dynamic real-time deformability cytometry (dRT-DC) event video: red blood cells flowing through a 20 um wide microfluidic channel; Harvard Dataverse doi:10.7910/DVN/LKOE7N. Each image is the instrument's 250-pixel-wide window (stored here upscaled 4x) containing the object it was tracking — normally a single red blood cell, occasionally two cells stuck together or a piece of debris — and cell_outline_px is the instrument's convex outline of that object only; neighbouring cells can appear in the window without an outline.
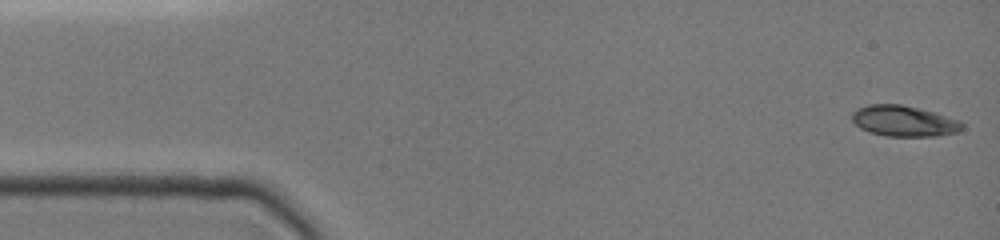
{"species": "common noctule bat (a hibernating species)", "species_latin": "Nyctalus noctula", "temperature_condition": "cold", "stored_images_in_passage": 25, "camera_frame_rate_fps": 3000, "um_per_image_px": 0.085, "animal": {"sex": "female", "body_mass_g": 19.0, "forearm_length_mm": 51.5}, "frame": {"image": 1, "passage_image": 1, "time_ms": 0.0, "image_size_px": [1000, 240], "cell_outline_px": [[964, 124], [956, 132], [936, 136], [888, 136], [868, 132], [860, 128], [852, 120], [852, 112], [868, 104], [900, 104], [932, 112], [956, 120]], "centroid_in_image_um": [76.76, 10.29], "position_along_channel_um": 8.2, "area_um2": 19.31}}
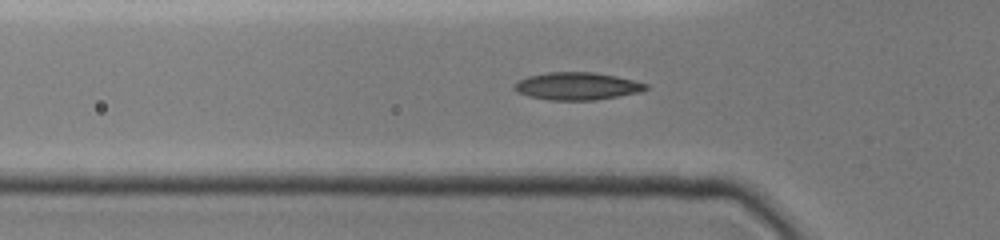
{"frame": {"image": 2, "passage_image": 15, "time_ms": 4.667, "image_size_px": [1000, 240], "cell_outline_px": [[648, 88], [640, 92], [596, 100], [548, 100], [528, 96], [516, 92], [516, 84], [520, 80], [528, 76], [548, 72], [592, 72], [616, 76], [648, 84]], "centroid_in_image_um": [49.06, 7.32], "position_along_channel_um": 76.7, "area_um2": 20.92}}
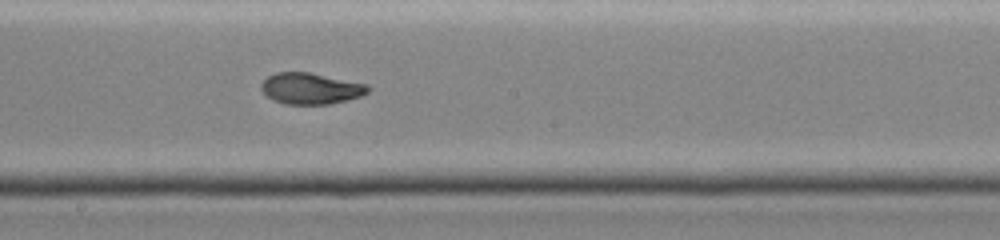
{"frame": {"image": 3, "passage_image": 25, "time_ms": 8.0, "image_size_px": [1000, 240], "cell_outline_px": [[372, 88], [368, 92], [360, 96], [348, 100], [328, 104], [284, 104], [272, 100], [260, 88], [260, 84], [268, 76], [276, 72], [308, 72], [368, 84]], "centroid_in_image_um": [26.42, 7.52], "position_along_channel_um": 221.8, "area_um2": 19.48}}